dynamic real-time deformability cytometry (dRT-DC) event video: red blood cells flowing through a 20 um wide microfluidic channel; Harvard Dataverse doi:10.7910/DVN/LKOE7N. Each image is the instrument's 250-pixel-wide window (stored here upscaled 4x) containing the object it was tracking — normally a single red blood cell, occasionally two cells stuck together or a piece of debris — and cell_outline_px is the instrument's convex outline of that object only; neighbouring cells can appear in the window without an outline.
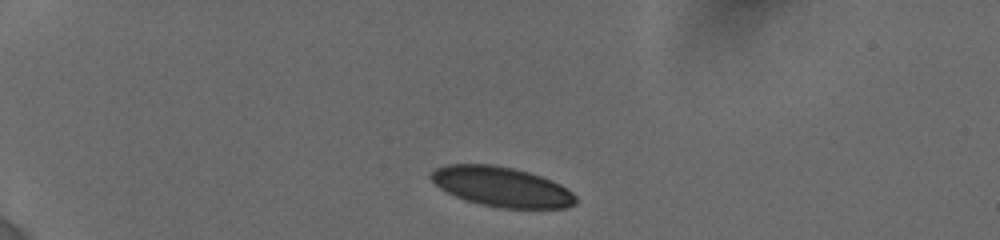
{"species": "human", "species_latin": "Homo sapiens", "temperature_condition": "cold", "stored_images_in_passage": 39, "camera_frame_rate_fps": 3000, "um_per_image_px": 0.085, "donor": {"sex": "female"}, "frame": {"image": 1, "passage_image": 1, "time_ms": 0.0, "image_size_px": [1000, 240], "cell_outline_px": [[576, 204], [564, 208], [500, 208], [480, 204], [464, 200], [440, 188], [428, 176], [436, 168], [444, 164], [492, 164], [512, 168], [528, 172], [540, 176], [560, 184], [572, 192], [576, 196]], "centroid_in_image_um": [42.62, 15.87], "position_along_channel_um": 42.4, "area_um2": 33.52}}
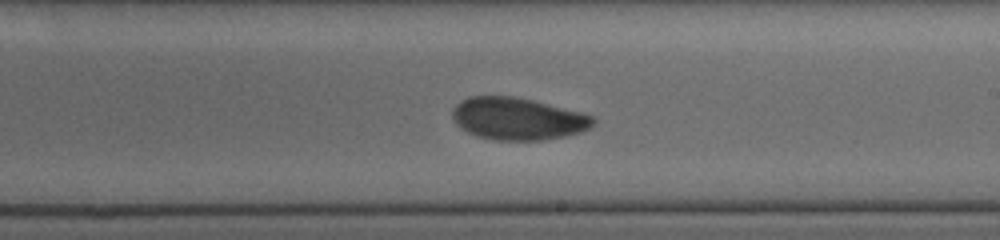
{"frame": {"image": 2, "passage_image": 23, "time_ms": 7.0, "image_size_px": [1000, 240], "cell_outline_px": [[596, 124], [580, 132], [564, 136], [544, 140], [492, 140], [476, 136], [460, 128], [452, 120], [452, 112], [456, 104], [460, 100], [468, 96], [512, 96], [532, 100], [580, 112], [592, 116], [596, 120]], "centroid_in_image_um": [43.97, 10.09], "position_along_channel_um": 245.0, "area_um2": 34.74}}
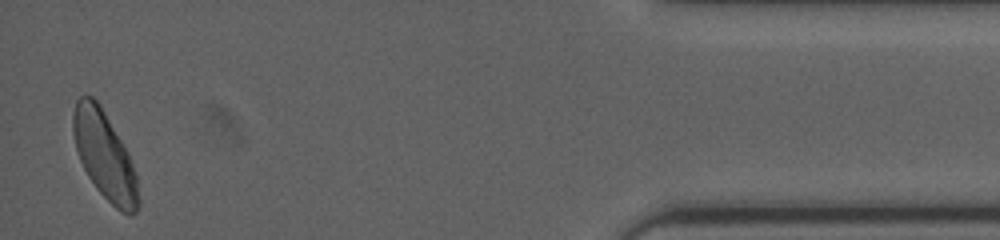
{"frame": {"image": 3, "passage_image": 39, "time_ms": 13.333, "image_size_px": [1000, 240], "cell_outline_px": [[140, 204], [136, 212], [128, 216], [120, 212], [96, 188], [88, 176], [80, 160], [76, 148], [72, 132], [72, 112], [76, 100], [80, 96], [92, 96], [100, 104], [128, 152], [136, 176], [140, 200]], "centroid_in_image_um": [8.88, 13.22], "position_along_channel_um": 426.3, "area_um2": 33.35}, "authors_computed_cell_mechanics": {"area_um2": 35.258, "velocity_mm_per_s": 3.8117, "shape_relaxation_time_tau1_ms": 4.253, "shape_relaxation_time_tau2_ms": 2.167, "deformation_change_tau1": 0.119, "deformation_change_tau2": 0.0625}}